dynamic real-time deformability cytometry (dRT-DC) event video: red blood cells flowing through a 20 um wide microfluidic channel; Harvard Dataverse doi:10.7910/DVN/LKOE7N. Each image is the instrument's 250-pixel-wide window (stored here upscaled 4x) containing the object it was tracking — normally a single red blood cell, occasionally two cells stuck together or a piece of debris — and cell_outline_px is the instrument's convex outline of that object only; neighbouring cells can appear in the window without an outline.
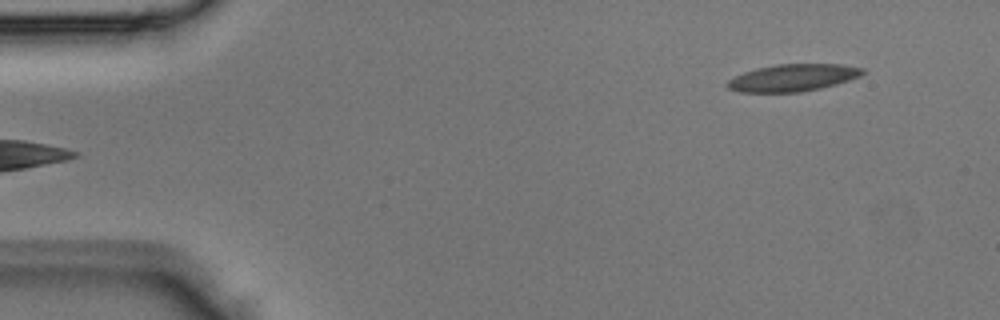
{"species": "Egyptian fruit bat (a non-hibernating species)", "species_latin": "Rousettus aegyptiacus", "temperature_condition": "room temperature", "stored_images_in_passage": 3, "camera_frame_rate_fps": 3000, "um_per_image_px": 0.085, "animal": {"sex": "male"}, "frame": {"image": 1, "passage_image": 3, "time_ms": 0.667, "image_size_px": [1000, 320], "cell_outline_px": [[864, 72], [860, 76], [836, 84], [820, 88], [800, 92], [740, 92], [728, 88], [724, 84], [728, 80], [744, 72], [756, 68], [776, 64], [844, 64], [864, 68]], "centroid_in_image_um": [67.38, 6.6], "position_along_channel_um": 17.6, "area_um2": 21.39}}